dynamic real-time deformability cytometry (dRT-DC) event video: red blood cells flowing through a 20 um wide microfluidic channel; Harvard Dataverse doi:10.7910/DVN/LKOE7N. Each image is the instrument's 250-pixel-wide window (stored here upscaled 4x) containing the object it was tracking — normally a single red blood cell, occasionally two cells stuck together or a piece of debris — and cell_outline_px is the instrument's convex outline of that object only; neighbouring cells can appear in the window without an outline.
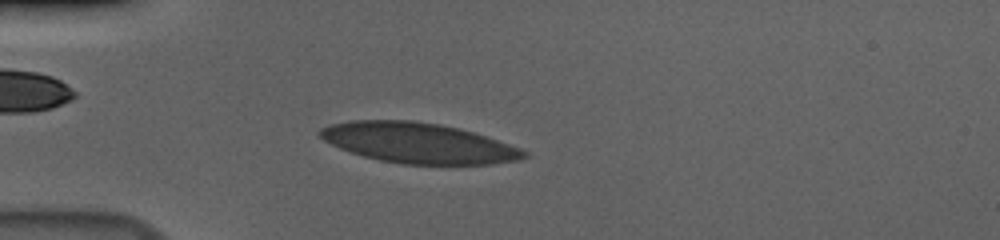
{"species": "human", "species_latin": "Homo sapiens", "temperature_condition": "cold", "stored_images_in_passage": 53, "camera_frame_rate_fps": 3000, "um_per_image_px": 0.085, "donor": {"sex": "male"}, "frame": {"image": 1, "passage_image": 13, "time_ms": 4.0, "image_size_px": [1000, 240], "cell_outline_px": [[528, 156], [520, 160], [492, 164], [400, 164], [380, 160], [364, 156], [340, 148], [324, 140], [316, 132], [320, 128], [328, 124], [348, 120], [412, 120], [440, 124], [460, 128], [520, 148], [528, 152]], "centroid_in_image_um": [35.53, 12.14], "position_along_channel_um": 49.5, "area_um2": 47.92}}
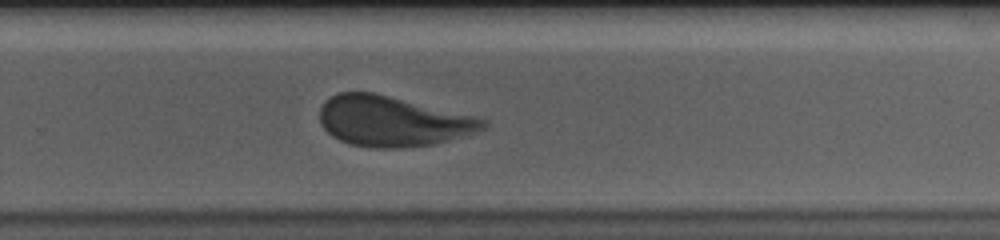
{"frame": {"image": 2, "passage_image": 35, "time_ms": 11.333, "image_size_px": [1000, 240], "cell_outline_px": [[488, 124], [484, 128], [476, 132], [448, 140], [432, 144], [400, 148], [372, 148], [352, 144], [340, 140], [332, 136], [320, 124], [320, 108], [324, 100], [340, 92], [372, 92], [472, 116], [488, 120]], "centroid_in_image_um": [33.31, 10.31], "position_along_channel_um": 296.5, "area_um2": 47.28}}
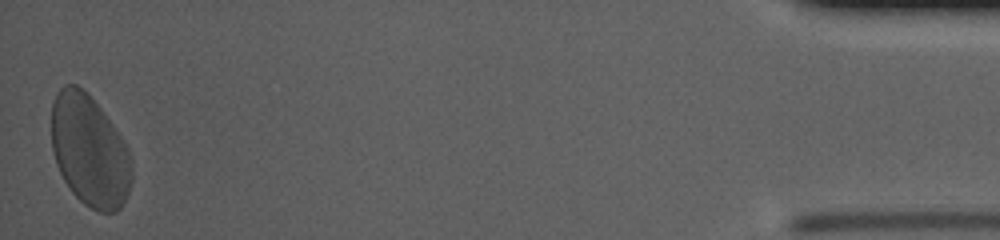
{"frame": {"image": 3, "passage_image": 53, "time_ms": 17.333, "image_size_px": [1000, 240], "cell_outline_px": [[132, 176], [128, 192], [120, 208], [116, 212], [100, 212], [84, 204], [72, 192], [64, 180], [56, 164], [52, 152], [52, 100], [56, 92], [64, 84], [76, 84], [88, 92], [112, 124], [128, 148], [132, 160]], "centroid_in_image_um": [7.6, 12.8], "position_along_channel_um": 427.6, "area_um2": 52.25}, "authors_computed_cell_mechanics": {"area_um2": 47.9162, "velocity_mm_per_s": 3.6161, "shape_relaxation_time_tau1_ms": 2.7807, "shape_relaxation_time_tau2_ms": null, "deformation_change_tau1": 0.1293, "deformation_change_tau2": null}}